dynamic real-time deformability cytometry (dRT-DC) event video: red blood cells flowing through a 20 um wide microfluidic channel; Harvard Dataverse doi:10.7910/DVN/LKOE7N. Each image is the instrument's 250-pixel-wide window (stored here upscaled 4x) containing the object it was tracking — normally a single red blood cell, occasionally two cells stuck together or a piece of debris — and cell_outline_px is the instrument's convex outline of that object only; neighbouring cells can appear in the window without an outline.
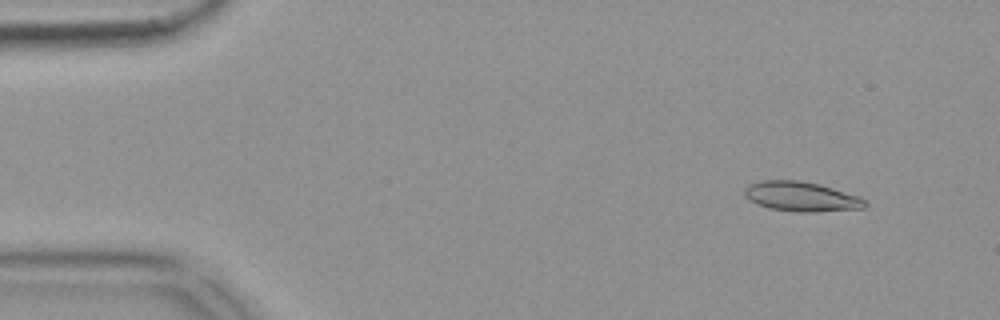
{"species": "common noctule bat (a hibernating species)", "species_latin": "Nyctalus noctula", "temperature_condition": "warm", "stored_images_in_passage": 53, "camera_frame_rate_fps": 3000, "um_per_image_px": 0.085, "animal": {"sex": "female", "body_mass_g": 18.4}, "frame": {"image": 1, "passage_image": 4, "time_ms": 1.0, "image_size_px": [1000, 320], "cell_outline_px": [[868, 204], [864, 208], [816, 212], [792, 212], [768, 208], [756, 204], [748, 200], [744, 196], [744, 188], [748, 184], [764, 180], [800, 180], [820, 184], [860, 196], [868, 200]], "centroid_in_image_um": [68.11, 16.71], "position_along_channel_um": 16.9, "area_um2": 21.33}}
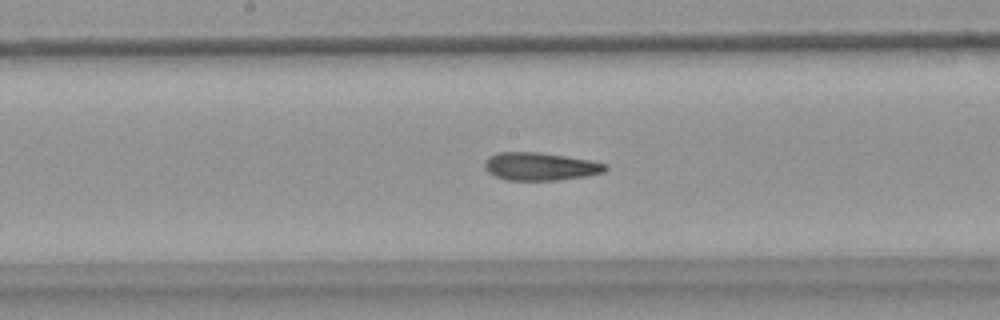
{"frame": {"image": 2, "passage_image": 27, "time_ms": 8.667, "image_size_px": [1000, 320], "cell_outline_px": [[608, 168], [604, 172], [584, 176], [556, 180], [508, 180], [496, 176], [488, 172], [484, 168], [484, 160], [488, 156], [500, 152], [540, 152], [588, 160], [608, 164]], "centroid_in_image_um": [45.89, 14.14], "position_along_channel_um": 202.3, "area_um2": 19.54}}
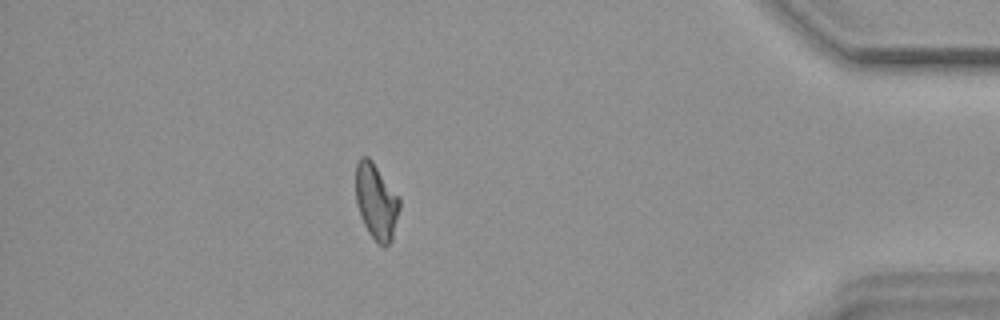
{"frame": {"image": 3, "passage_image": 47, "time_ms": 15.333, "image_size_px": [1000, 320], "cell_outline_px": [[400, 208], [392, 240], [384, 248], [368, 232], [360, 216], [356, 204], [356, 164], [360, 156], [368, 156], [372, 160], [400, 200]], "centroid_in_image_um": [31.96, 17.13], "position_along_channel_um": 403.2, "area_um2": 19.19}, "authors_computed_cell_mechanics": {"area_um2": 19.7676, "velocity_mm_per_s": 3.6872, "shape_relaxation_time_tau1_ms": null, "shape_relaxation_time_tau2_ms": 2.5449, "deformation_change_tau1": null, "deformation_change_tau2": 0.0949}}